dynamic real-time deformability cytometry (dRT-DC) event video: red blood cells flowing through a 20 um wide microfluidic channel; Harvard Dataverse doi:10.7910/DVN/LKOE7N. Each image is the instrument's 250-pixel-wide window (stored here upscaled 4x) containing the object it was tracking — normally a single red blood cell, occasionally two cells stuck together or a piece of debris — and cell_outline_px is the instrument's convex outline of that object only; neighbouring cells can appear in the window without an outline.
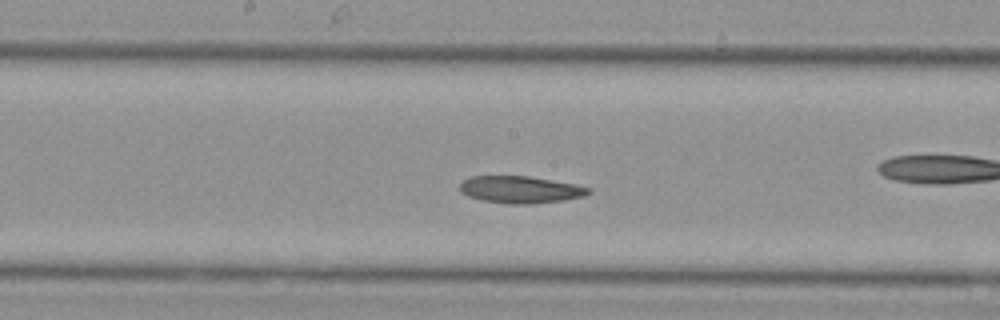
{"species": "Egyptian fruit bat (a non-hibernating species)", "species_latin": "Rousettus aegyptiacus", "temperature_condition": "cold", "stored_images_in_passage": 34, "camera_frame_rate_fps": 3000, "um_per_image_px": 0.085, "animal": {"sex": "female"}, "frame": {"image": 1, "passage_image": 15, "time_ms": 4.667, "image_size_px": [1000, 320], "cell_outline_px": [[592, 192], [584, 196], [564, 200], [532, 204], [508, 204], [484, 200], [468, 196], [460, 192], [460, 184], [464, 180], [472, 176], [528, 176], [576, 184], [592, 188]], "centroid_in_image_um": [44.27, 16.12], "position_along_channel_um": 203.9, "area_um2": 20.35}}